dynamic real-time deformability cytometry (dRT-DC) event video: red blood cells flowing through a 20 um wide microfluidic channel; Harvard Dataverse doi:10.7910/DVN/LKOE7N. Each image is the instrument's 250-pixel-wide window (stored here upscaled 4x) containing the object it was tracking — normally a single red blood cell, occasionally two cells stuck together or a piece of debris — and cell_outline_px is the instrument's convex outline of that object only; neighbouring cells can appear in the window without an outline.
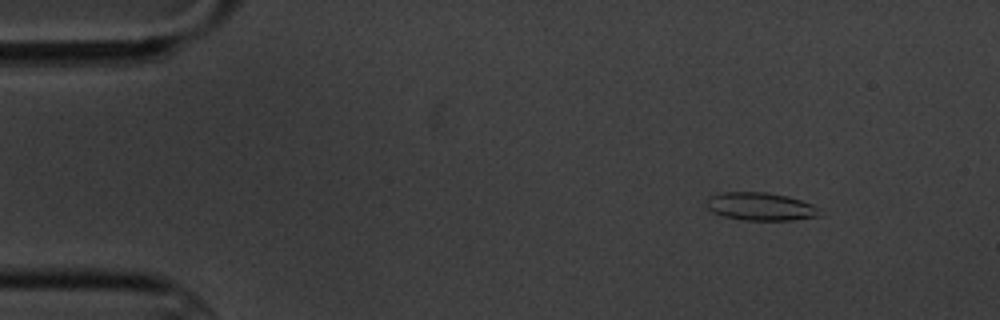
{"species": "common noctule bat (a hibernating species)", "species_latin": "Nyctalus noctula", "temperature_condition": "cold", "stored_images_in_passage": 5, "camera_frame_rate_fps": 3000, "um_per_image_px": 0.085, "animal": {"sex": "male", "body_mass_g": 20.1, "forearm_length_mm": 53.5}, "frame": {"image": 1, "passage_image": 2, "time_ms": 1.333, "image_size_px": [1000, 320], "cell_outline_px": [[820, 216], [792, 220], [744, 220], [724, 216], [712, 212], [704, 204], [708, 196], [720, 192], [764, 192], [788, 196], [812, 204], [816, 208]], "centroid_in_image_um": [64.57, 17.54], "position_along_channel_um": 20.4, "area_um2": 18.44}}